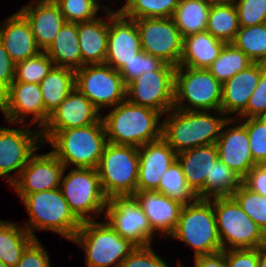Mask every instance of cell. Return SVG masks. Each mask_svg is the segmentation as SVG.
Instances as JSON below:
<instances>
[{
    "label": "cell",
    "instance_id": "f1b7e54d",
    "mask_svg": "<svg viewBox=\"0 0 266 267\" xmlns=\"http://www.w3.org/2000/svg\"><path fill=\"white\" fill-rule=\"evenodd\" d=\"M44 52L57 67L70 68L74 71L81 68L77 23L66 22Z\"/></svg>",
    "mask_w": 266,
    "mask_h": 267
},
{
    "label": "cell",
    "instance_id": "4316f807",
    "mask_svg": "<svg viewBox=\"0 0 266 267\" xmlns=\"http://www.w3.org/2000/svg\"><path fill=\"white\" fill-rule=\"evenodd\" d=\"M103 9L108 13L106 14L108 17L107 22L98 17L88 22L77 23L82 66L105 63L109 31V11H115L106 6Z\"/></svg>",
    "mask_w": 266,
    "mask_h": 267
},
{
    "label": "cell",
    "instance_id": "d4e9b609",
    "mask_svg": "<svg viewBox=\"0 0 266 267\" xmlns=\"http://www.w3.org/2000/svg\"><path fill=\"white\" fill-rule=\"evenodd\" d=\"M0 41L15 64L41 52L28 21L19 11L3 21Z\"/></svg>",
    "mask_w": 266,
    "mask_h": 267
},
{
    "label": "cell",
    "instance_id": "7a4b0ae2",
    "mask_svg": "<svg viewBox=\"0 0 266 267\" xmlns=\"http://www.w3.org/2000/svg\"><path fill=\"white\" fill-rule=\"evenodd\" d=\"M173 111V112H172ZM162 122V138L177 153L215 144L224 123L231 117H215L210 111L172 108ZM208 112V113H207Z\"/></svg>",
    "mask_w": 266,
    "mask_h": 267
},
{
    "label": "cell",
    "instance_id": "7c38bea8",
    "mask_svg": "<svg viewBox=\"0 0 266 267\" xmlns=\"http://www.w3.org/2000/svg\"><path fill=\"white\" fill-rule=\"evenodd\" d=\"M175 69L164 63L158 70L145 72L126 85L128 102L151 108L162 115L174 108Z\"/></svg>",
    "mask_w": 266,
    "mask_h": 267
},
{
    "label": "cell",
    "instance_id": "f546056e",
    "mask_svg": "<svg viewBox=\"0 0 266 267\" xmlns=\"http://www.w3.org/2000/svg\"><path fill=\"white\" fill-rule=\"evenodd\" d=\"M39 85L45 111L50 115L75 88V71L54 66Z\"/></svg>",
    "mask_w": 266,
    "mask_h": 267
},
{
    "label": "cell",
    "instance_id": "8d00e7d4",
    "mask_svg": "<svg viewBox=\"0 0 266 267\" xmlns=\"http://www.w3.org/2000/svg\"><path fill=\"white\" fill-rule=\"evenodd\" d=\"M155 191L165 194L183 205L193 203L198 198L187 185L182 167L177 160L161 176L159 186Z\"/></svg>",
    "mask_w": 266,
    "mask_h": 267
},
{
    "label": "cell",
    "instance_id": "30bf717a",
    "mask_svg": "<svg viewBox=\"0 0 266 267\" xmlns=\"http://www.w3.org/2000/svg\"><path fill=\"white\" fill-rule=\"evenodd\" d=\"M60 189L71 212L82 223L94 221L91 212L100 215L108 198L104 195L96 168H74L64 177Z\"/></svg>",
    "mask_w": 266,
    "mask_h": 267
},
{
    "label": "cell",
    "instance_id": "e0dca14e",
    "mask_svg": "<svg viewBox=\"0 0 266 267\" xmlns=\"http://www.w3.org/2000/svg\"><path fill=\"white\" fill-rule=\"evenodd\" d=\"M102 114L76 87L65 100L49 115V119L41 132L43 143L59 130L92 125L101 120Z\"/></svg>",
    "mask_w": 266,
    "mask_h": 267
},
{
    "label": "cell",
    "instance_id": "b9f144b4",
    "mask_svg": "<svg viewBox=\"0 0 266 267\" xmlns=\"http://www.w3.org/2000/svg\"><path fill=\"white\" fill-rule=\"evenodd\" d=\"M250 150L257 164H266V117L245 118Z\"/></svg>",
    "mask_w": 266,
    "mask_h": 267
},
{
    "label": "cell",
    "instance_id": "681fc988",
    "mask_svg": "<svg viewBox=\"0 0 266 267\" xmlns=\"http://www.w3.org/2000/svg\"><path fill=\"white\" fill-rule=\"evenodd\" d=\"M250 191L266 197V164H256L242 179Z\"/></svg>",
    "mask_w": 266,
    "mask_h": 267
},
{
    "label": "cell",
    "instance_id": "f907efd6",
    "mask_svg": "<svg viewBox=\"0 0 266 267\" xmlns=\"http://www.w3.org/2000/svg\"><path fill=\"white\" fill-rule=\"evenodd\" d=\"M14 79L15 63L0 41V95L9 88Z\"/></svg>",
    "mask_w": 266,
    "mask_h": 267
},
{
    "label": "cell",
    "instance_id": "8992f818",
    "mask_svg": "<svg viewBox=\"0 0 266 267\" xmlns=\"http://www.w3.org/2000/svg\"><path fill=\"white\" fill-rule=\"evenodd\" d=\"M72 241L84 247L87 267H120L137 247L107 222H82Z\"/></svg>",
    "mask_w": 266,
    "mask_h": 267
},
{
    "label": "cell",
    "instance_id": "ab89813d",
    "mask_svg": "<svg viewBox=\"0 0 266 267\" xmlns=\"http://www.w3.org/2000/svg\"><path fill=\"white\" fill-rule=\"evenodd\" d=\"M231 197L266 235V197L250 191L243 184Z\"/></svg>",
    "mask_w": 266,
    "mask_h": 267
},
{
    "label": "cell",
    "instance_id": "2e32d148",
    "mask_svg": "<svg viewBox=\"0 0 266 267\" xmlns=\"http://www.w3.org/2000/svg\"><path fill=\"white\" fill-rule=\"evenodd\" d=\"M1 111L5 120L10 123L24 122V118L32 116V125L42 129L46 125L49 115L44 108L40 85L37 83L12 82L1 95Z\"/></svg>",
    "mask_w": 266,
    "mask_h": 267
},
{
    "label": "cell",
    "instance_id": "74e56055",
    "mask_svg": "<svg viewBox=\"0 0 266 267\" xmlns=\"http://www.w3.org/2000/svg\"><path fill=\"white\" fill-rule=\"evenodd\" d=\"M179 0H126L119 10L126 17L141 18H169L173 16Z\"/></svg>",
    "mask_w": 266,
    "mask_h": 267
},
{
    "label": "cell",
    "instance_id": "60d3db41",
    "mask_svg": "<svg viewBox=\"0 0 266 267\" xmlns=\"http://www.w3.org/2000/svg\"><path fill=\"white\" fill-rule=\"evenodd\" d=\"M66 22L79 23L96 19L100 9L93 0H54Z\"/></svg>",
    "mask_w": 266,
    "mask_h": 267
},
{
    "label": "cell",
    "instance_id": "bcb514c9",
    "mask_svg": "<svg viewBox=\"0 0 266 267\" xmlns=\"http://www.w3.org/2000/svg\"><path fill=\"white\" fill-rule=\"evenodd\" d=\"M15 267H51L49 255L38 239L26 247Z\"/></svg>",
    "mask_w": 266,
    "mask_h": 267
},
{
    "label": "cell",
    "instance_id": "d590c367",
    "mask_svg": "<svg viewBox=\"0 0 266 267\" xmlns=\"http://www.w3.org/2000/svg\"><path fill=\"white\" fill-rule=\"evenodd\" d=\"M231 43L253 62L266 64V22L252 27H240Z\"/></svg>",
    "mask_w": 266,
    "mask_h": 267
},
{
    "label": "cell",
    "instance_id": "1f68e13d",
    "mask_svg": "<svg viewBox=\"0 0 266 267\" xmlns=\"http://www.w3.org/2000/svg\"><path fill=\"white\" fill-rule=\"evenodd\" d=\"M210 7L201 0H179L172 19L182 37L206 31Z\"/></svg>",
    "mask_w": 266,
    "mask_h": 267
},
{
    "label": "cell",
    "instance_id": "d6986e66",
    "mask_svg": "<svg viewBox=\"0 0 266 267\" xmlns=\"http://www.w3.org/2000/svg\"><path fill=\"white\" fill-rule=\"evenodd\" d=\"M64 168L52 152L34 153L11 186L21 199L27 194L60 188Z\"/></svg>",
    "mask_w": 266,
    "mask_h": 267
},
{
    "label": "cell",
    "instance_id": "f35d334b",
    "mask_svg": "<svg viewBox=\"0 0 266 267\" xmlns=\"http://www.w3.org/2000/svg\"><path fill=\"white\" fill-rule=\"evenodd\" d=\"M54 66L48 55L41 51L38 55L15 64V79L13 82L39 84Z\"/></svg>",
    "mask_w": 266,
    "mask_h": 267
},
{
    "label": "cell",
    "instance_id": "6da1fadb",
    "mask_svg": "<svg viewBox=\"0 0 266 267\" xmlns=\"http://www.w3.org/2000/svg\"><path fill=\"white\" fill-rule=\"evenodd\" d=\"M110 110L101 118L109 143L141 147L162 137L160 112L127 100Z\"/></svg>",
    "mask_w": 266,
    "mask_h": 267
},
{
    "label": "cell",
    "instance_id": "83f0119b",
    "mask_svg": "<svg viewBox=\"0 0 266 267\" xmlns=\"http://www.w3.org/2000/svg\"><path fill=\"white\" fill-rule=\"evenodd\" d=\"M225 44L207 31L185 36L179 66L207 69L218 58Z\"/></svg>",
    "mask_w": 266,
    "mask_h": 267
},
{
    "label": "cell",
    "instance_id": "9c48e42d",
    "mask_svg": "<svg viewBox=\"0 0 266 267\" xmlns=\"http://www.w3.org/2000/svg\"><path fill=\"white\" fill-rule=\"evenodd\" d=\"M211 199L222 250L252 249L266 244V235L232 197Z\"/></svg>",
    "mask_w": 266,
    "mask_h": 267
},
{
    "label": "cell",
    "instance_id": "cb8c5ba5",
    "mask_svg": "<svg viewBox=\"0 0 266 267\" xmlns=\"http://www.w3.org/2000/svg\"><path fill=\"white\" fill-rule=\"evenodd\" d=\"M36 2V5L34 4ZM19 12L28 21L37 46L45 51L66 23L58 5L54 1H33Z\"/></svg>",
    "mask_w": 266,
    "mask_h": 267
},
{
    "label": "cell",
    "instance_id": "8fae6325",
    "mask_svg": "<svg viewBox=\"0 0 266 267\" xmlns=\"http://www.w3.org/2000/svg\"><path fill=\"white\" fill-rule=\"evenodd\" d=\"M75 87L100 111L126 100V85L111 66L89 64L75 70Z\"/></svg>",
    "mask_w": 266,
    "mask_h": 267
},
{
    "label": "cell",
    "instance_id": "7bdbcfd3",
    "mask_svg": "<svg viewBox=\"0 0 266 267\" xmlns=\"http://www.w3.org/2000/svg\"><path fill=\"white\" fill-rule=\"evenodd\" d=\"M164 63L160 58L142 50L130 62L124 64L118 72L122 76L125 85H127L145 72L158 70Z\"/></svg>",
    "mask_w": 266,
    "mask_h": 267
},
{
    "label": "cell",
    "instance_id": "f5cc1de1",
    "mask_svg": "<svg viewBox=\"0 0 266 267\" xmlns=\"http://www.w3.org/2000/svg\"><path fill=\"white\" fill-rule=\"evenodd\" d=\"M258 267H266V244L258 247Z\"/></svg>",
    "mask_w": 266,
    "mask_h": 267
},
{
    "label": "cell",
    "instance_id": "c3c4849f",
    "mask_svg": "<svg viewBox=\"0 0 266 267\" xmlns=\"http://www.w3.org/2000/svg\"><path fill=\"white\" fill-rule=\"evenodd\" d=\"M227 267H258V248L225 250Z\"/></svg>",
    "mask_w": 266,
    "mask_h": 267
},
{
    "label": "cell",
    "instance_id": "4fadbf2b",
    "mask_svg": "<svg viewBox=\"0 0 266 267\" xmlns=\"http://www.w3.org/2000/svg\"><path fill=\"white\" fill-rule=\"evenodd\" d=\"M142 50L163 62L179 66L183 37L172 17L136 19Z\"/></svg>",
    "mask_w": 266,
    "mask_h": 267
},
{
    "label": "cell",
    "instance_id": "5bb4252c",
    "mask_svg": "<svg viewBox=\"0 0 266 267\" xmlns=\"http://www.w3.org/2000/svg\"><path fill=\"white\" fill-rule=\"evenodd\" d=\"M105 219L122 238L136 246L151 245L154 231L133 196H113L107 200Z\"/></svg>",
    "mask_w": 266,
    "mask_h": 267
},
{
    "label": "cell",
    "instance_id": "9a60e30c",
    "mask_svg": "<svg viewBox=\"0 0 266 267\" xmlns=\"http://www.w3.org/2000/svg\"><path fill=\"white\" fill-rule=\"evenodd\" d=\"M30 127L24 129L2 128L0 126V177L7 178L11 185L28 163L30 157L42 143L41 132H32ZM16 171V176L11 172Z\"/></svg>",
    "mask_w": 266,
    "mask_h": 267
},
{
    "label": "cell",
    "instance_id": "f6af8a7d",
    "mask_svg": "<svg viewBox=\"0 0 266 267\" xmlns=\"http://www.w3.org/2000/svg\"><path fill=\"white\" fill-rule=\"evenodd\" d=\"M120 267H168L165 261L149 246H137Z\"/></svg>",
    "mask_w": 266,
    "mask_h": 267
},
{
    "label": "cell",
    "instance_id": "11a10c76",
    "mask_svg": "<svg viewBox=\"0 0 266 267\" xmlns=\"http://www.w3.org/2000/svg\"><path fill=\"white\" fill-rule=\"evenodd\" d=\"M93 1L95 2V4H96L97 6H99V7L101 8V5L98 4V0H93Z\"/></svg>",
    "mask_w": 266,
    "mask_h": 267
},
{
    "label": "cell",
    "instance_id": "7dc6e473",
    "mask_svg": "<svg viewBox=\"0 0 266 267\" xmlns=\"http://www.w3.org/2000/svg\"><path fill=\"white\" fill-rule=\"evenodd\" d=\"M252 117H266V70L261 74L246 107V118Z\"/></svg>",
    "mask_w": 266,
    "mask_h": 267
},
{
    "label": "cell",
    "instance_id": "3957f363",
    "mask_svg": "<svg viewBox=\"0 0 266 267\" xmlns=\"http://www.w3.org/2000/svg\"><path fill=\"white\" fill-rule=\"evenodd\" d=\"M51 152L67 168H97L108 143L102 119L92 125L57 131L48 141Z\"/></svg>",
    "mask_w": 266,
    "mask_h": 267
},
{
    "label": "cell",
    "instance_id": "e575fe53",
    "mask_svg": "<svg viewBox=\"0 0 266 267\" xmlns=\"http://www.w3.org/2000/svg\"><path fill=\"white\" fill-rule=\"evenodd\" d=\"M242 184V179L219 159L213 164L205 181V199L231 197Z\"/></svg>",
    "mask_w": 266,
    "mask_h": 267
},
{
    "label": "cell",
    "instance_id": "5b68a950",
    "mask_svg": "<svg viewBox=\"0 0 266 267\" xmlns=\"http://www.w3.org/2000/svg\"><path fill=\"white\" fill-rule=\"evenodd\" d=\"M212 199L197 198L183 206L170 238L179 239L195 250L194 256L222 250Z\"/></svg>",
    "mask_w": 266,
    "mask_h": 267
},
{
    "label": "cell",
    "instance_id": "db71d44e",
    "mask_svg": "<svg viewBox=\"0 0 266 267\" xmlns=\"http://www.w3.org/2000/svg\"><path fill=\"white\" fill-rule=\"evenodd\" d=\"M201 1H204L205 3L209 4L210 6H212V5L226 3V2H228L230 0H201Z\"/></svg>",
    "mask_w": 266,
    "mask_h": 267
},
{
    "label": "cell",
    "instance_id": "ee69618b",
    "mask_svg": "<svg viewBox=\"0 0 266 267\" xmlns=\"http://www.w3.org/2000/svg\"><path fill=\"white\" fill-rule=\"evenodd\" d=\"M236 6L240 27H252L266 22V0H232Z\"/></svg>",
    "mask_w": 266,
    "mask_h": 267
},
{
    "label": "cell",
    "instance_id": "816d5d0a",
    "mask_svg": "<svg viewBox=\"0 0 266 267\" xmlns=\"http://www.w3.org/2000/svg\"><path fill=\"white\" fill-rule=\"evenodd\" d=\"M195 267H227L225 250L196 256Z\"/></svg>",
    "mask_w": 266,
    "mask_h": 267
},
{
    "label": "cell",
    "instance_id": "ba28073f",
    "mask_svg": "<svg viewBox=\"0 0 266 267\" xmlns=\"http://www.w3.org/2000/svg\"><path fill=\"white\" fill-rule=\"evenodd\" d=\"M221 97L222 83L208 69L176 67L174 108L189 111L215 110L218 114L225 116L221 111ZM185 100L189 105H184Z\"/></svg>",
    "mask_w": 266,
    "mask_h": 267
},
{
    "label": "cell",
    "instance_id": "484cf974",
    "mask_svg": "<svg viewBox=\"0 0 266 267\" xmlns=\"http://www.w3.org/2000/svg\"><path fill=\"white\" fill-rule=\"evenodd\" d=\"M218 160L216 144L192 148L177 154L187 185L199 199H205V181Z\"/></svg>",
    "mask_w": 266,
    "mask_h": 267
},
{
    "label": "cell",
    "instance_id": "836d02e7",
    "mask_svg": "<svg viewBox=\"0 0 266 267\" xmlns=\"http://www.w3.org/2000/svg\"><path fill=\"white\" fill-rule=\"evenodd\" d=\"M253 61L232 43H226L218 58L207 68L221 83L250 66Z\"/></svg>",
    "mask_w": 266,
    "mask_h": 267
},
{
    "label": "cell",
    "instance_id": "603a6c76",
    "mask_svg": "<svg viewBox=\"0 0 266 267\" xmlns=\"http://www.w3.org/2000/svg\"><path fill=\"white\" fill-rule=\"evenodd\" d=\"M141 206L154 232L169 238L179 221L183 204L155 190H137L132 195Z\"/></svg>",
    "mask_w": 266,
    "mask_h": 267
},
{
    "label": "cell",
    "instance_id": "d6a6232c",
    "mask_svg": "<svg viewBox=\"0 0 266 267\" xmlns=\"http://www.w3.org/2000/svg\"><path fill=\"white\" fill-rule=\"evenodd\" d=\"M239 29L238 13L232 0L210 7L206 31L213 37L231 43Z\"/></svg>",
    "mask_w": 266,
    "mask_h": 267
},
{
    "label": "cell",
    "instance_id": "ac0fdd59",
    "mask_svg": "<svg viewBox=\"0 0 266 267\" xmlns=\"http://www.w3.org/2000/svg\"><path fill=\"white\" fill-rule=\"evenodd\" d=\"M127 18V19H126ZM142 51L135 19L121 11H109V31L105 64L119 71Z\"/></svg>",
    "mask_w": 266,
    "mask_h": 267
},
{
    "label": "cell",
    "instance_id": "277c9868",
    "mask_svg": "<svg viewBox=\"0 0 266 267\" xmlns=\"http://www.w3.org/2000/svg\"><path fill=\"white\" fill-rule=\"evenodd\" d=\"M29 222L24 228L37 239L34 230H50L72 240L81 226V222L71 212L60 188L27 194L22 199Z\"/></svg>",
    "mask_w": 266,
    "mask_h": 267
},
{
    "label": "cell",
    "instance_id": "52a82bcc",
    "mask_svg": "<svg viewBox=\"0 0 266 267\" xmlns=\"http://www.w3.org/2000/svg\"><path fill=\"white\" fill-rule=\"evenodd\" d=\"M104 195L132 196L137 191L138 147L107 143L97 166Z\"/></svg>",
    "mask_w": 266,
    "mask_h": 267
},
{
    "label": "cell",
    "instance_id": "44dd1931",
    "mask_svg": "<svg viewBox=\"0 0 266 267\" xmlns=\"http://www.w3.org/2000/svg\"><path fill=\"white\" fill-rule=\"evenodd\" d=\"M137 190H156L161 176L177 160V153L161 137L138 147Z\"/></svg>",
    "mask_w": 266,
    "mask_h": 267
},
{
    "label": "cell",
    "instance_id": "ffe728a7",
    "mask_svg": "<svg viewBox=\"0 0 266 267\" xmlns=\"http://www.w3.org/2000/svg\"><path fill=\"white\" fill-rule=\"evenodd\" d=\"M239 120L229 118L223 125V128L227 127V129L221 132L215 144L218 159L243 179L257 163L252 157L246 126ZM234 122L239 124L230 128L227 126Z\"/></svg>",
    "mask_w": 266,
    "mask_h": 267
},
{
    "label": "cell",
    "instance_id": "9f6ffc18",
    "mask_svg": "<svg viewBox=\"0 0 266 267\" xmlns=\"http://www.w3.org/2000/svg\"><path fill=\"white\" fill-rule=\"evenodd\" d=\"M0 267H7V266L0 261Z\"/></svg>",
    "mask_w": 266,
    "mask_h": 267
},
{
    "label": "cell",
    "instance_id": "7402d4cb",
    "mask_svg": "<svg viewBox=\"0 0 266 267\" xmlns=\"http://www.w3.org/2000/svg\"><path fill=\"white\" fill-rule=\"evenodd\" d=\"M266 64L253 62L246 69L222 83L221 111L226 115L237 113L246 118V107L250 96L258 85Z\"/></svg>",
    "mask_w": 266,
    "mask_h": 267
},
{
    "label": "cell",
    "instance_id": "4dcf8cb0",
    "mask_svg": "<svg viewBox=\"0 0 266 267\" xmlns=\"http://www.w3.org/2000/svg\"><path fill=\"white\" fill-rule=\"evenodd\" d=\"M0 220V261L7 267H15L23 251L34 240L22 226Z\"/></svg>",
    "mask_w": 266,
    "mask_h": 267
}]
</instances>
